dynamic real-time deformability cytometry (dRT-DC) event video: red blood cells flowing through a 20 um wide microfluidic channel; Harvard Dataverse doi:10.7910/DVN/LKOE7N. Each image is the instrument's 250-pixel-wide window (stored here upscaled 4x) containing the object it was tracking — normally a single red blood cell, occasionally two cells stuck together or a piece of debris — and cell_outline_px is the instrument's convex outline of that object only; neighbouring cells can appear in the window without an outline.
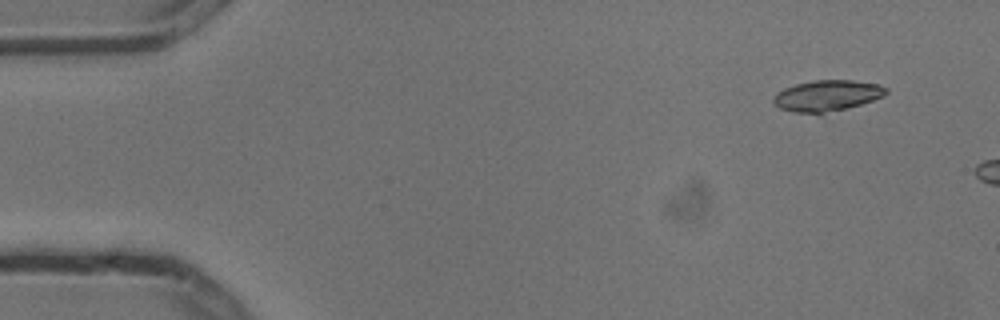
{"species": "common noctule bat (a hibernating species)", "species_latin": "Nyctalus noctula", "temperature_condition": "cold", "stored_images_in_passage": 2, "camera_frame_rate_fps": 3000, "um_per_image_px": 0.085, "animal": {"sex": "male", "body_mass_g": 13.3}, "frame": {"image": 1, "passage_image": 1, "time_ms": 0.0, "image_size_px": [1000, 320], "cell_outline_px": [[888, 92], [884, 96], [860, 104], [820, 116], [792, 112], [780, 108], [772, 100], [776, 92], [784, 88], [796, 84], [812, 80], [852, 80], [876, 84], [888, 88]], "centroid_in_image_um": [70.27, 8.16], "position_along_channel_um": 14.7, "area_um2": 20.75}}